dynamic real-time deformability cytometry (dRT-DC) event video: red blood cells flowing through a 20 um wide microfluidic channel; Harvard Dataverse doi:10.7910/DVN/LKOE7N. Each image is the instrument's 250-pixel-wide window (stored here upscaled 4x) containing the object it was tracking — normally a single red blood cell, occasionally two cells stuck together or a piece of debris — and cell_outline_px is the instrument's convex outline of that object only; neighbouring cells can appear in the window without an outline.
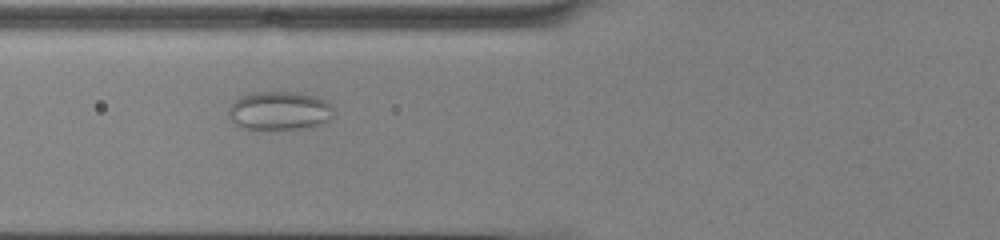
{"species": "common noctule bat (a hibernating species)", "species_latin": "Nyctalus noctula", "temperature_condition": "cold", "stored_images_in_passage": 36, "camera_frame_rate_fps": 3000, "um_per_image_px": 0.085, "animal": {"sex": "male", "body_mass_g": 13.0, "forearm_length_mm": 53.1}, "frame": {"image": 1, "passage_image": 4, "time_ms": 1.0, "image_size_px": [1000, 240], "cell_outline_px": [[336, 116], [320, 124], [308, 128], [248, 128], [232, 120], [228, 116], [228, 108], [240, 96], [252, 92], [296, 92], [316, 96], [324, 100], [332, 108]], "centroid_in_image_um": [23.79, 9.39], "position_along_channel_um": 102.0, "area_um2": 23.29}}
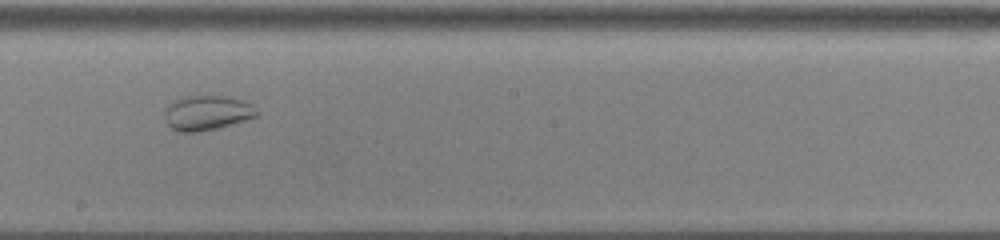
{"frame": {"image": 2, "passage_image": 14, "time_ms": 4.333, "image_size_px": [1000, 240], "cell_outline_px": [[260, 112], [256, 116], [232, 124], [216, 128], [196, 132], [180, 132], [172, 128], [168, 124], [164, 116], [164, 108], [168, 104], [184, 96], [224, 96], [240, 100], [252, 104]], "centroid_in_image_um": [17.58, 9.59], "position_along_channel_um": 230.6, "area_um2": 18.55}}
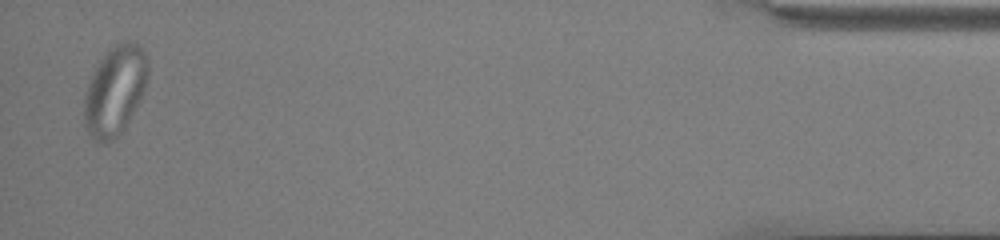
{"frame": {"image": 3, "passage_image": 35, "time_ms": 11.333, "image_size_px": [1000, 240], "cell_outline_px": [[148, 76], [144, 88], [124, 128], [108, 144], [104, 144], [96, 140], [88, 132], [84, 124], [84, 96], [88, 84], [100, 60], [116, 44], [124, 40], [132, 40], [140, 44], [148, 60]], "centroid_in_image_um": [9.77, 7.68], "position_along_channel_um": 425.4, "area_um2": 32.6}}